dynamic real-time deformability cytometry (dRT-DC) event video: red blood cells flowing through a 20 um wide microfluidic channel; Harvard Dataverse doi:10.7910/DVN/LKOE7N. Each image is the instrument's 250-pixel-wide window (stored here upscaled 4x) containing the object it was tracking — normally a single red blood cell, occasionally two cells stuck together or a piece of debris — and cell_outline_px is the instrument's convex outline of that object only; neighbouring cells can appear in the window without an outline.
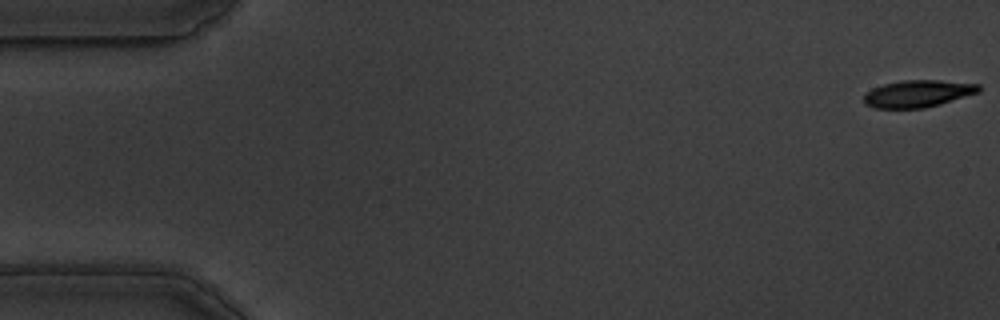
{"species": "common noctule bat (a hibernating species)", "species_latin": "Nyctalus noctula", "temperature_condition": "warm", "stored_images_in_passage": 57, "camera_frame_rate_fps": 3000, "um_per_image_px": 0.085, "animal": {"sex": "male", "body_mass_g": 19.5, "forearm_length_mm": 54.6}, "frame": {"image": 1, "passage_image": 1, "time_ms": 0.0, "image_size_px": [1000, 320], "cell_outline_px": [[980, 92], [940, 104], [924, 108], [876, 108], [864, 104], [864, 96], [872, 88], [884, 84], [904, 80], [940, 80], [980, 84]], "centroid_in_image_um": [78.04, 7.96], "position_along_channel_um": 7.0, "area_um2": 18.09}}
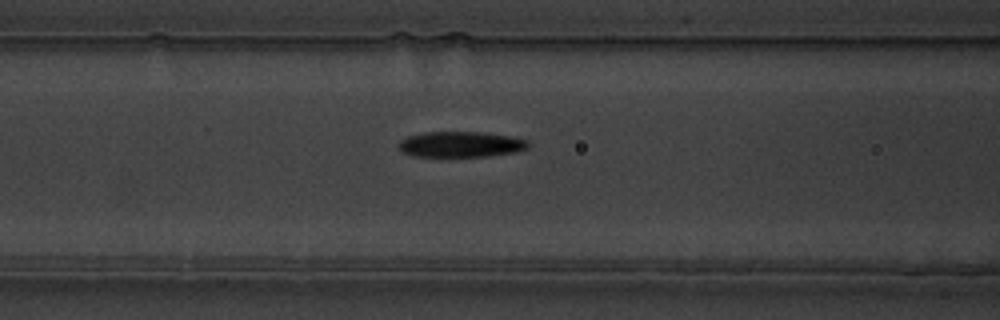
{"frame": {"image": 2, "passage_image": 23, "time_ms": 7.333, "image_size_px": [1000, 320], "cell_outline_px": [[532, 144], [528, 148], [516, 152], [488, 156], [412, 156], [400, 152], [400, 140], [408, 136], [424, 132], [480, 132], [508, 136], [528, 140]], "centroid_in_image_um": [39.18, 12.27], "position_along_channel_um": 127.4, "area_um2": 19.36}}
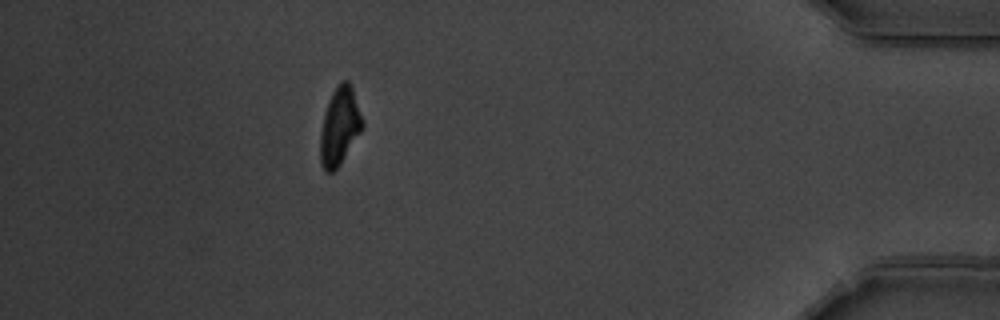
{"frame": {"image": 3, "passage_image": 51, "time_ms": 16.667, "image_size_px": [1000, 320], "cell_outline_px": [[364, 128], [340, 164], [332, 172], [324, 172], [320, 164], [320, 132], [324, 112], [328, 100], [336, 84], [340, 80], [348, 80], [352, 84], [364, 120]], "centroid_in_image_um": [28.88, 10.69], "position_along_channel_um": 406.3, "area_um2": 19.71}, "authors_computed_cell_mechanics": {"area_um2": 19.5364, "velocity_mm_per_s": 3.541, "shape_relaxation_time_tau1_ms": 3.354, "shape_relaxation_time_tau2_ms": 2.202, "deformation_change_tau1": 0.16, "deformation_change_tau2": 0.0844}}